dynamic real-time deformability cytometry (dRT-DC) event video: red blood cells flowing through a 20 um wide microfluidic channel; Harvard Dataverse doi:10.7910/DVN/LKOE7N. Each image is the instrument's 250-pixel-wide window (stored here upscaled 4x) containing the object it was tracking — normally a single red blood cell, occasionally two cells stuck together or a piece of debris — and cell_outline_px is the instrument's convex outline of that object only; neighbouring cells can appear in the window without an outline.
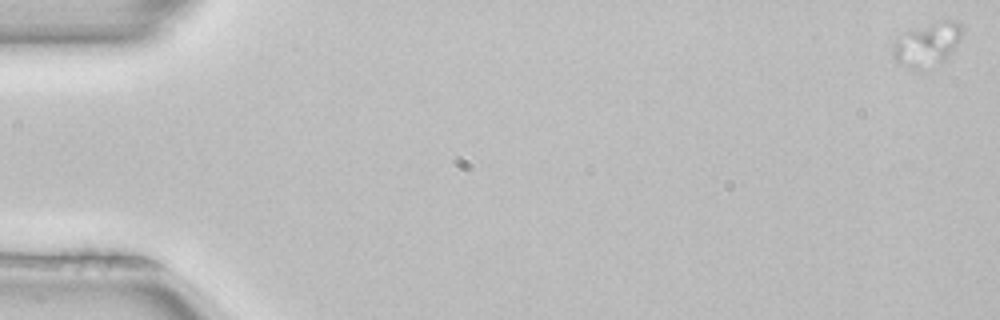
{"species": "common noctule bat (a hibernating species)", "species_latin": "Nyctalus noctula", "temperature_condition": "room temperature", "stored_images_in_passage": 6, "camera_frame_rate_fps": 3000, "um_per_image_px": 0.085, "animal": {"sex": "female", "body_mass_g": 22.7, "forearm_length_mm": 54.2}, "frame": {"image": 1, "passage_image": 1, "time_ms": 0.0, "image_size_px": [1000, 320], "cell_outline_px": [[964, 32], [956, 48], [940, 64], [920, 68], [912, 68], [900, 64], [892, 56], [892, 44], [904, 32], [940, 20], [956, 20], [964, 28]], "centroid_in_image_um": [78.85, 3.74], "position_along_channel_um": 6.1, "area_um2": 17.69}}
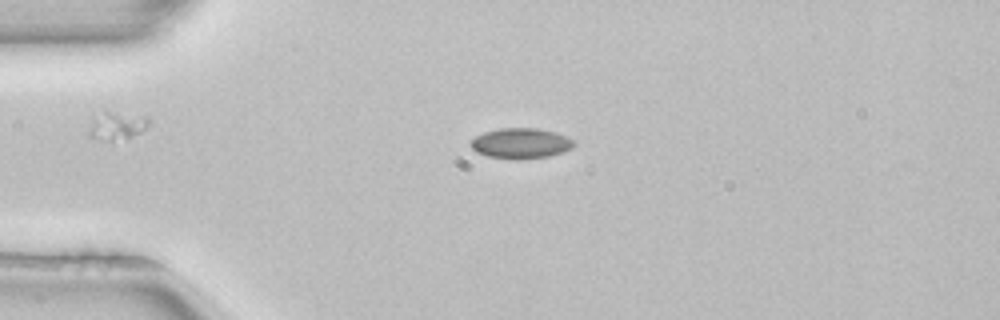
{"frame": {"image": 2, "passage_image": 5, "time_ms": 1.333, "image_size_px": [1000, 320], "cell_outline_px": [[576, 144], [572, 148], [548, 156], [516, 160], [488, 156], [476, 152], [468, 144], [476, 136], [484, 132], [500, 128], [536, 128], [556, 132], [572, 140]], "centroid_in_image_um": [44.23, 12.18], "position_along_channel_um": 40.8, "area_um2": 18.21}}